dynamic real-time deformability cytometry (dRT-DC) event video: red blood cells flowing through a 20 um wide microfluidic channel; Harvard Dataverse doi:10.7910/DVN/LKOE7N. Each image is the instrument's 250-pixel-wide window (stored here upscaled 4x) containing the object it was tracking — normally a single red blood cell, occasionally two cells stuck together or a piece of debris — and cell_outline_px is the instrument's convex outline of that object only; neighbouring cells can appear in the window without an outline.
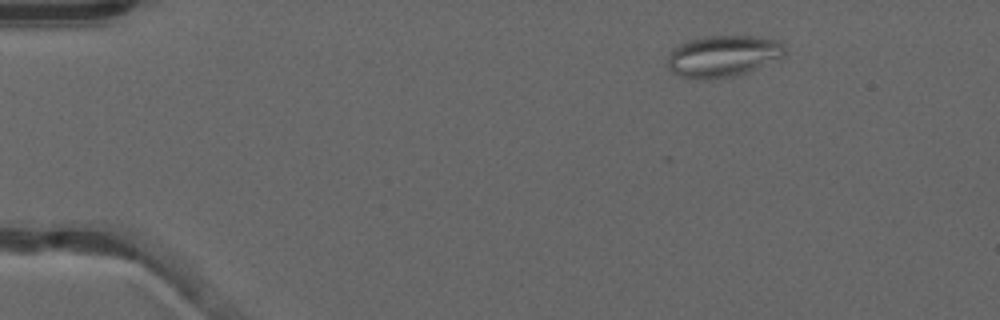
{"species": "common noctule bat (a hibernating species)", "species_latin": "Nyctalus noctula", "temperature_condition": "warm", "stored_images_in_passage": 46, "segment_of_instrument_passage": [1, 2], "camera_frame_rate_fps": 3000, "um_per_image_px": 0.085, "animal": {"sex": "male", "forearm_length_mm": 52.5}, "frame": {"image": 1, "passage_image": 1, "time_ms": 0.0, "image_size_px": [1000, 320], "cell_outline_px": [[784, 56], [748, 72], [732, 76], [680, 76], [672, 72], [668, 68], [668, 52], [672, 48], [688, 40], [704, 36], [760, 36], [776, 40], [784, 44]], "centroid_in_image_um": [61.46, 4.71], "position_along_channel_um": 23.5, "area_um2": 27.74}}
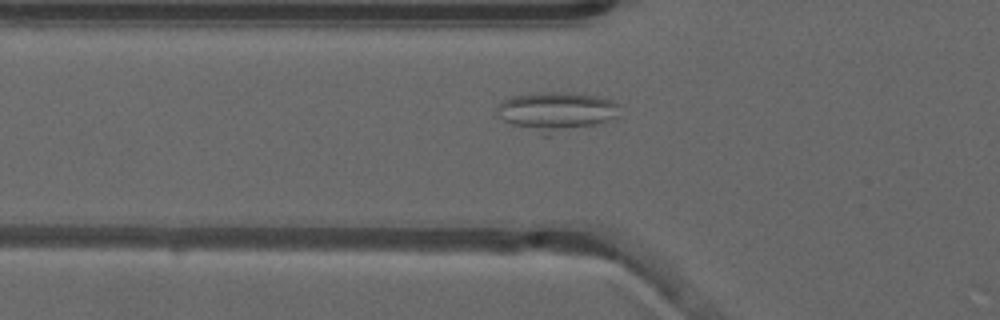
{"frame": {"image": 2, "passage_image": 12, "time_ms": 3.667, "image_size_px": [1000, 320], "cell_outline_px": [[620, 104], [616, 116], [608, 120], [596, 124], [548, 136], [540, 136], [512, 124], [504, 120], [500, 116], [496, 108], [504, 100], [512, 96], [544, 92], [564, 92], [596, 96], [616, 100]], "centroid_in_image_um": [47.3, 9.49], "position_along_channel_um": 78.5, "area_um2": 27.98}}